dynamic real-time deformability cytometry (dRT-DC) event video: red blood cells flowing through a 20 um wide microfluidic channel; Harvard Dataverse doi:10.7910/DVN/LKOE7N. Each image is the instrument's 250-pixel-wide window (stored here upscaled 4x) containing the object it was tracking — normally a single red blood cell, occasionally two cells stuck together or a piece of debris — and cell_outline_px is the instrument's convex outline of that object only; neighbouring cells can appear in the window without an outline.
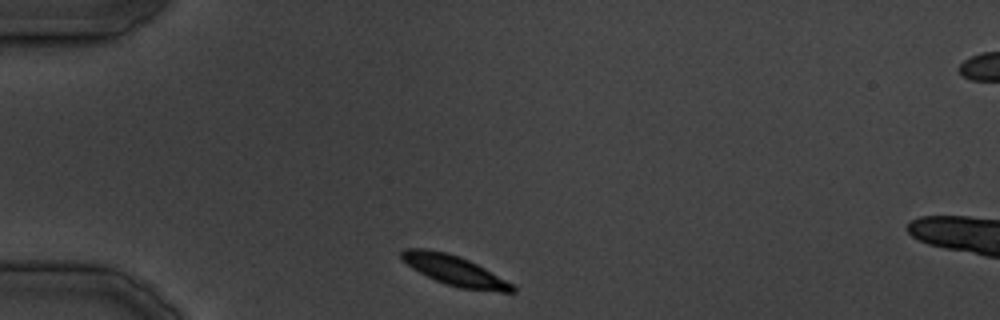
{"species": "common noctule bat (a hibernating species)", "species_latin": "Nyctalus noctula", "temperature_condition": "cold", "stored_images_in_passage": 29, "camera_frame_rate_fps": 3000, "um_per_image_px": 0.085, "animal": {"sex": "male", "body_mass_g": 19.5, "forearm_length_mm": 54.6}, "frame": {"image": 1, "passage_image": 1, "time_ms": 0.0, "image_size_px": [1000, 320], "cell_outline_px": [[516, 292], [500, 292], [460, 288], [444, 284], [412, 268], [400, 260], [400, 252], [404, 248], [424, 248], [448, 252], [460, 256], [484, 268], [512, 284], [516, 288]], "centroid_in_image_um": [38.58, 22.98], "position_along_channel_um": 46.4, "area_um2": 19.36}}
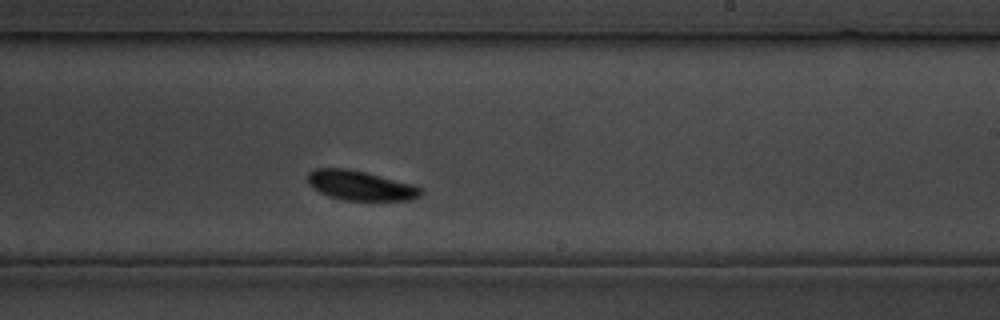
{"frame": {"image": 2, "passage_image": 15, "time_ms": 17.0, "image_size_px": [1000, 320], "cell_outline_px": [[424, 192], [420, 196], [412, 200], [344, 200], [320, 192], [308, 184], [308, 172], [316, 168], [348, 168], [412, 184], [424, 188]], "centroid_in_image_um": [30.67, 15.77], "position_along_channel_um": 258.3, "area_um2": 19.42}}
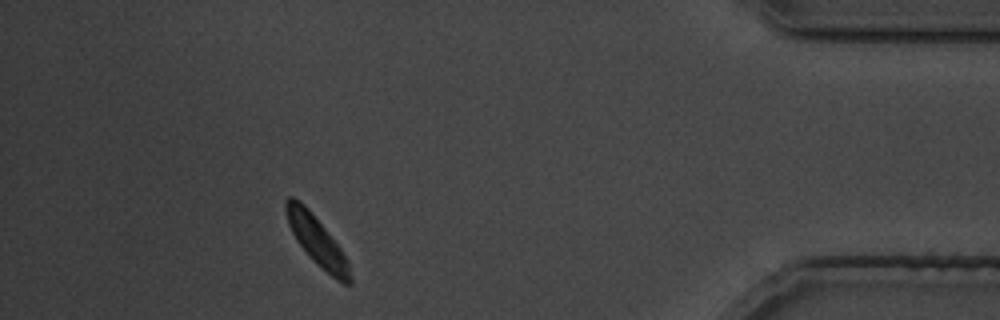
{"frame": {"image": 3, "passage_image": 26, "time_ms": 30.667, "image_size_px": [1000, 320], "cell_outline_px": [[352, 284], [344, 284], [336, 280], [296, 240], [288, 224], [284, 208], [284, 200], [288, 196], [292, 196], [300, 200], [308, 208], [340, 248], [348, 260], [352, 280]], "centroid_in_image_um": [26.92, 20.41], "position_along_channel_um": 408.3, "area_um2": 17.69}}